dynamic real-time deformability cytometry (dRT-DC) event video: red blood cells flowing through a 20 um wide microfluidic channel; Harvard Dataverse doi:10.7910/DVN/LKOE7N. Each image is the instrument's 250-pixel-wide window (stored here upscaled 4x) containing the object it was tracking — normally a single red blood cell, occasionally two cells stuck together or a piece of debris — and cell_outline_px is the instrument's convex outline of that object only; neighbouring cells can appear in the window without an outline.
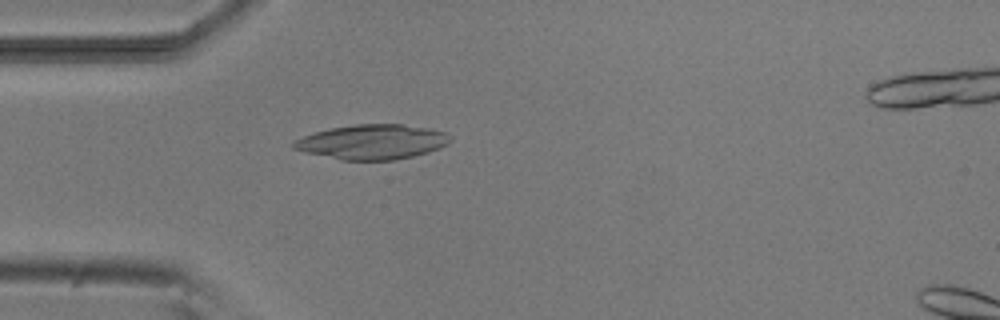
{"species": "common noctule bat (a hibernating species)", "species_latin": "Nyctalus noctula", "temperature_condition": "room temperature", "stored_images_in_passage": 50, "camera_frame_rate_fps": 3000, "um_per_image_px": 0.085, "animal": {"sex": "male", "body_mass_g": 20.5, "forearm_length_mm": 52.5}, "frame": {"image": 1, "passage_image": 15, "time_ms": 4.667, "image_size_px": [1000, 320], "cell_outline_px": [[452, 140], [448, 144], [440, 148], [428, 152], [396, 160], [340, 160], [304, 152], [292, 148], [292, 144], [296, 140], [304, 136], [316, 132], [332, 128], [356, 124], [404, 124], [428, 128], [444, 132], [452, 136]], "centroid_in_image_um": [31.67, 12.07], "position_along_channel_um": 53.3, "area_um2": 31.73}}
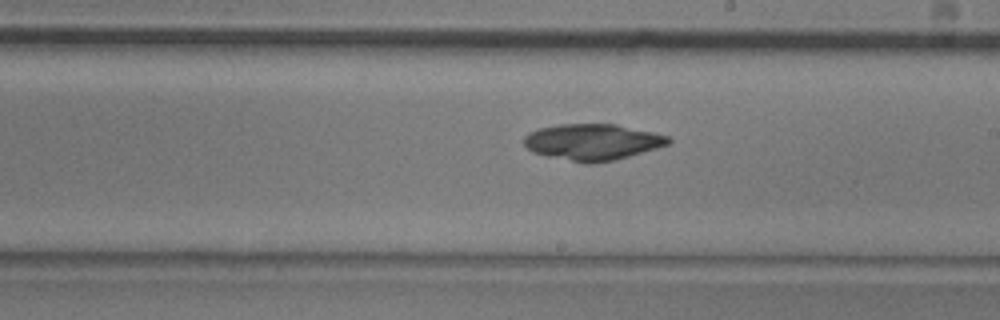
{"frame": {"image": 2, "passage_image": 30, "time_ms": 9.667, "image_size_px": [1000, 320], "cell_outline_px": [[672, 140], [668, 144], [656, 148], [628, 156], [612, 160], [588, 164], [544, 156], [532, 152], [524, 144], [524, 136], [528, 132], [540, 128], [560, 124], [616, 124], [652, 132], [668, 136]], "centroid_in_image_um": [50.32, 12.07], "position_along_channel_um": 238.7, "area_um2": 30.35}}
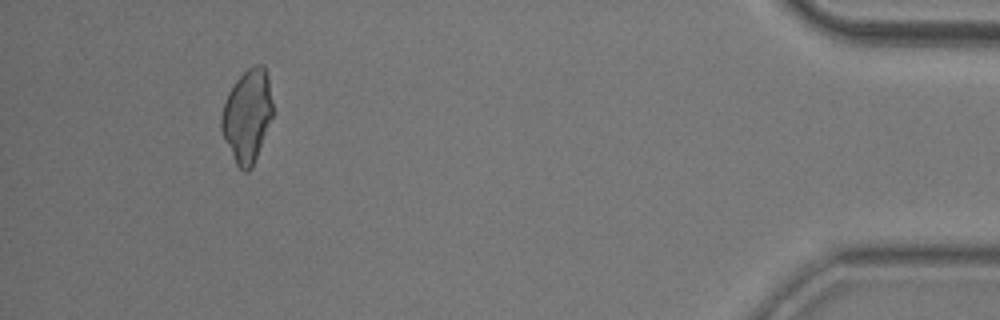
{"frame": {"image": 3, "passage_image": 49, "time_ms": 16.0, "image_size_px": [1000, 320], "cell_outline_px": [[272, 116], [252, 168], [248, 172], [244, 172], [236, 164], [224, 140], [220, 128], [220, 116], [228, 92], [236, 80], [248, 68], [256, 64], [264, 64], [268, 80], [272, 104]], "centroid_in_image_um": [20.99, 9.85], "position_along_channel_um": 414.2, "area_um2": 27.51}}